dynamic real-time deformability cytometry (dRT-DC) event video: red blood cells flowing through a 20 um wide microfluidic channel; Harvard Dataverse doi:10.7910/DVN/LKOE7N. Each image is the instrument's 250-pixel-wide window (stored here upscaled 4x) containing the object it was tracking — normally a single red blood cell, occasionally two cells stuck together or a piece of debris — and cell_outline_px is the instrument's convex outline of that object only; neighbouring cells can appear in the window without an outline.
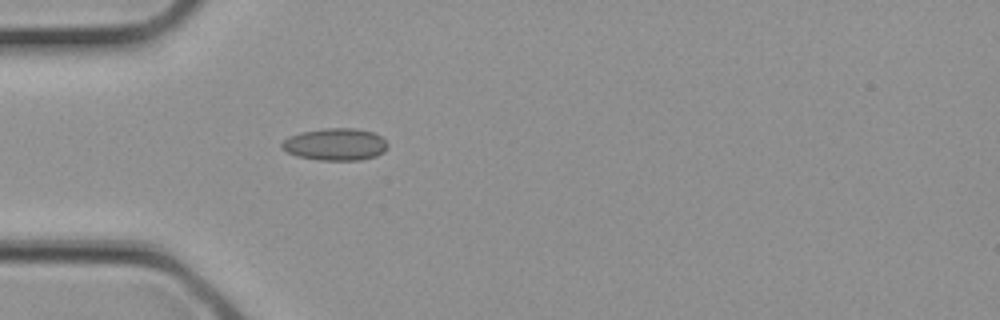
{"species": "common noctule bat (a hibernating species)", "species_latin": "Nyctalus noctula", "temperature_condition": "cold", "stored_images_in_passage": 2, "camera_frame_rate_fps": 3000, "um_per_image_px": 0.085, "animal": {"sex": "female", "body_mass_g": 21.9}, "frame": {"image": 1, "passage_image": 2, "time_ms": 0.333, "image_size_px": [1000, 320], "cell_outline_px": [[388, 148], [384, 152], [376, 156], [360, 160], [320, 160], [296, 156], [280, 148], [280, 144], [288, 136], [300, 132], [324, 128], [356, 128], [372, 132], [380, 136], [388, 144]], "centroid_in_image_um": [28.49, 12.27], "position_along_channel_um": 56.5, "area_um2": 20.0}}